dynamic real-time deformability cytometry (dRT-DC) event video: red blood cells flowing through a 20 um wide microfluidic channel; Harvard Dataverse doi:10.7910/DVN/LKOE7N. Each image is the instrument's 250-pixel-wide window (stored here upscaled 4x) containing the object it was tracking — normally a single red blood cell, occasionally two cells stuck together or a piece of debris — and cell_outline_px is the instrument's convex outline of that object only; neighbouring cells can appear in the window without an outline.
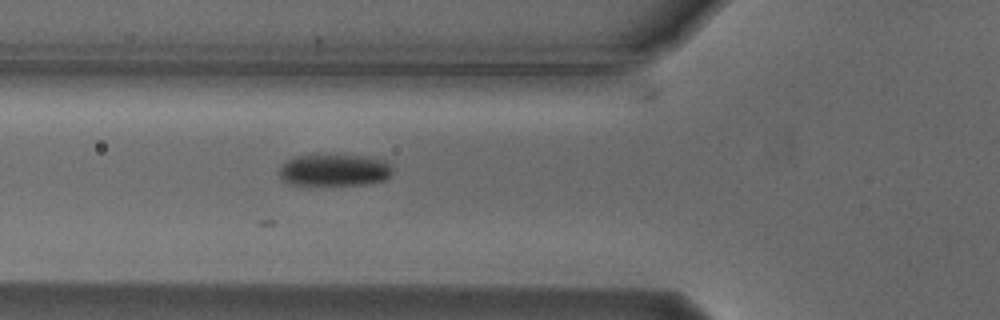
{"species": "Egyptian fruit bat (a non-hibernating species)", "species_latin": "Rousettus aegyptiacus", "temperature_condition": "cold", "stored_images_in_passage": 17, "camera_frame_rate_fps": 3000, "um_per_image_px": 0.085, "animal": {"sex": "male"}, "frame": {"image": 1, "passage_image": 3, "time_ms": 0.667, "image_size_px": [1000, 320], "cell_outline_px": [[392, 176], [384, 180], [372, 184], [292, 184], [284, 180], [280, 176], [280, 164], [296, 156], [316, 152], [368, 156], [384, 160], [392, 168]], "centroid_in_image_um": [28.44, 14.4], "position_along_channel_um": 97.4, "area_um2": 21.73}}
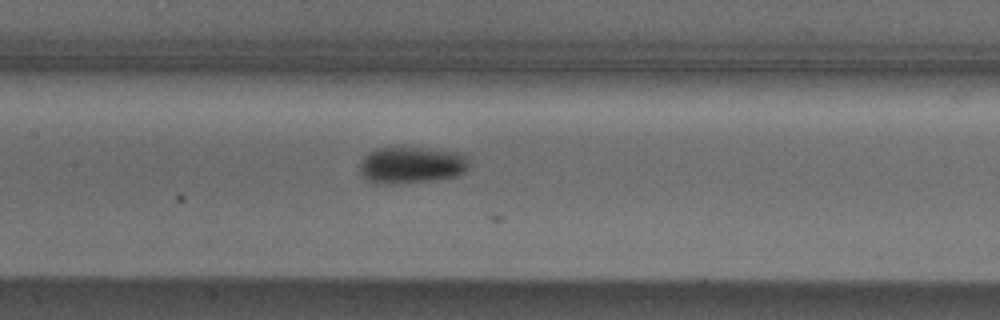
{"frame": {"image": 2, "passage_image": 9, "time_ms": 2.667, "image_size_px": [1000, 320], "cell_outline_px": [[468, 168], [464, 172], [456, 176], [432, 180], [400, 184], [376, 184], [364, 180], [360, 176], [360, 160], [368, 152], [376, 148], [392, 144], [404, 144], [440, 148], [460, 152], [468, 156]], "centroid_in_image_um": [34.93, 13.96], "position_along_channel_um": 172.5, "area_um2": 25.14}}